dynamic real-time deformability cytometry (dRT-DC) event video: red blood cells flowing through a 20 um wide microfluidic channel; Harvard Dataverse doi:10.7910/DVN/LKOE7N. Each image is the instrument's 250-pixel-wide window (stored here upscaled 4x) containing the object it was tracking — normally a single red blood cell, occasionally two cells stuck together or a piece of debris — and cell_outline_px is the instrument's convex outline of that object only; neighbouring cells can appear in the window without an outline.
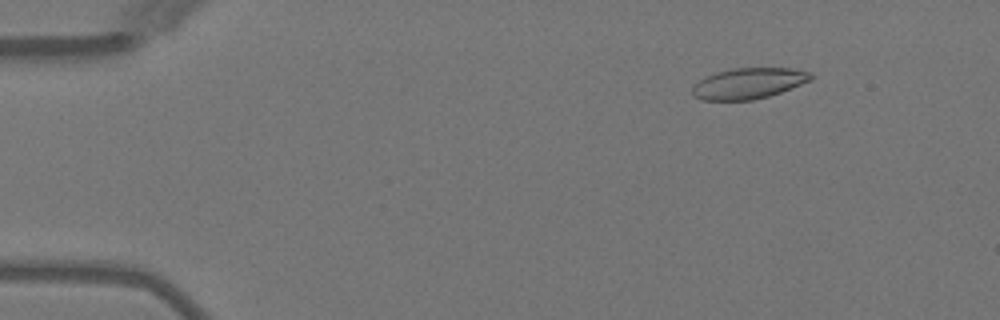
{"species": "Egyptian fruit bat (a non-hibernating species)", "species_latin": "Rousettus aegyptiacus", "temperature_condition": "warm", "stored_images_in_passage": 4, "camera_frame_rate_fps": 3000, "um_per_image_px": 0.085, "animal": {"sex": "female"}, "frame": {"image": 1, "passage_image": 2, "time_ms": 2.0, "image_size_px": [1000, 320], "cell_outline_px": [[812, 80], [792, 88], [768, 96], [752, 100], [700, 100], [692, 96], [692, 88], [704, 76], [716, 72], [732, 68], [792, 68], [812, 72]], "centroid_in_image_um": [63.62, 7.08], "position_along_channel_um": 21.4, "area_um2": 21.44}}